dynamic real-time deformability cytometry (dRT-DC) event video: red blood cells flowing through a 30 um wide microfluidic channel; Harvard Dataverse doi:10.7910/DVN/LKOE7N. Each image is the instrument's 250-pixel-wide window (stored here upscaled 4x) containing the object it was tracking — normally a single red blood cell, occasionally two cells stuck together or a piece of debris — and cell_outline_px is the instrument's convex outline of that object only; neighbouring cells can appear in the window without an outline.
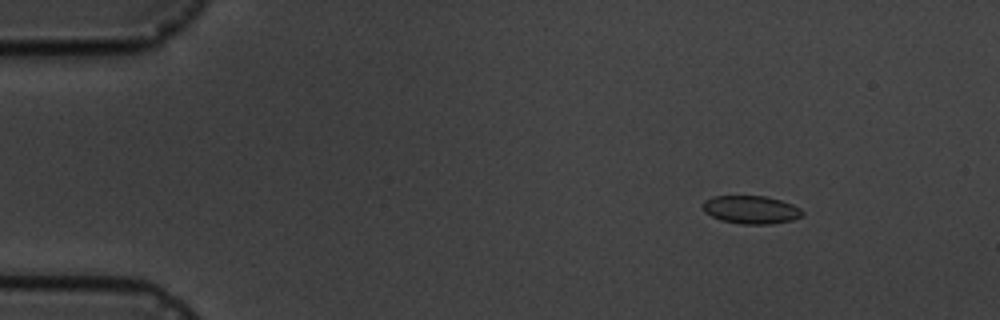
{"species": "common noctule bat (a hibernating species)", "species_latin": "Nyctalus noctula", "temperature_condition": "cold", "stored_images_in_passage": 6, "camera_frame_rate_fps": 3000, "um_per_image_px": 0.085, "animal": {"sex": "male", "body_mass_g": 19.5, "forearm_length_mm": 54.6}, "frame": {"image": 1, "passage_image": 3, "time_ms": 2.333, "image_size_px": [1000, 320], "cell_outline_px": [[804, 212], [800, 216], [792, 220], [772, 224], [740, 224], [720, 220], [704, 212], [704, 200], [712, 196], [764, 196], [780, 200], [792, 204], [800, 208]], "centroid_in_image_um": [63.83, 17.83], "position_along_channel_um": 21.2, "area_um2": 16.24}}
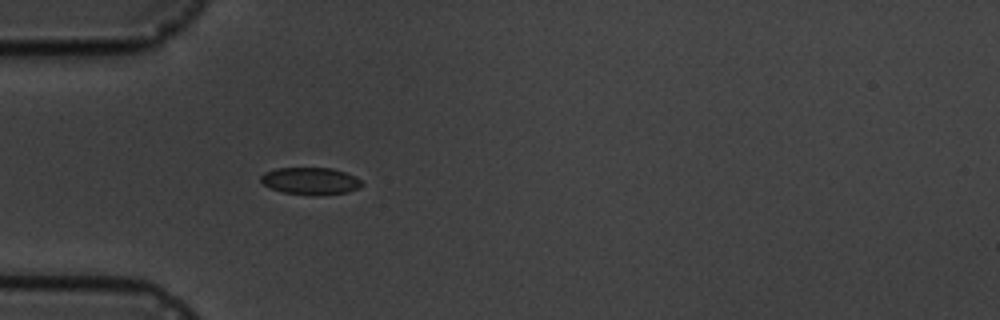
{"frame": {"image": 2, "passage_image": 6, "time_ms": 5.667, "image_size_px": [1000, 320], "cell_outline_px": [[364, 184], [360, 188], [344, 192], [312, 196], [284, 192], [272, 188], [264, 184], [260, 180], [260, 176], [264, 172], [276, 168], [332, 168], [356, 176]], "centroid_in_image_um": [26.39, 15.38], "position_along_channel_um": 58.6, "area_um2": 15.95}}